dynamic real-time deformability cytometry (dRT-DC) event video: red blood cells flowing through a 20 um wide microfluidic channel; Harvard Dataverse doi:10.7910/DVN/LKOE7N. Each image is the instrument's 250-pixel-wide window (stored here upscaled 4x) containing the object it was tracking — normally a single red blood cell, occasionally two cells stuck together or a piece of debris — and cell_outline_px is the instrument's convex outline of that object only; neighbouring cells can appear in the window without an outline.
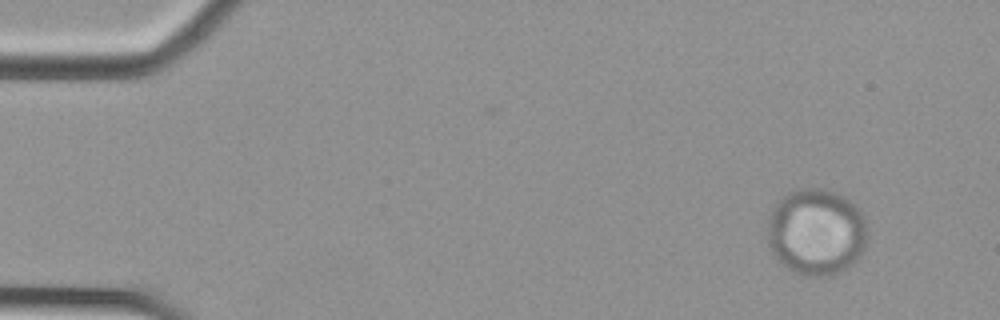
{"species": "Egyptian fruit bat (a non-hibernating species)", "species_latin": "Rousettus aegyptiacus", "temperature_condition": "cold", "stored_images_in_passage": 52, "camera_frame_rate_fps": 3000, "um_per_image_px": 0.085, "animal": {"sex": "female"}, "frame": {"image": 1, "passage_image": 1, "time_ms": 0.0, "image_size_px": [1000, 320], "cell_outline_px": [[868, 240], [860, 256], [852, 264], [828, 276], [804, 276], [792, 272], [780, 264], [772, 252], [768, 240], [768, 220], [772, 208], [788, 192], [800, 188], [820, 188], [832, 192], [848, 200], [860, 208], [864, 220], [868, 236]], "centroid_in_image_um": [69.38, 19.73], "position_along_channel_um": 15.6, "area_um2": 50.52}}
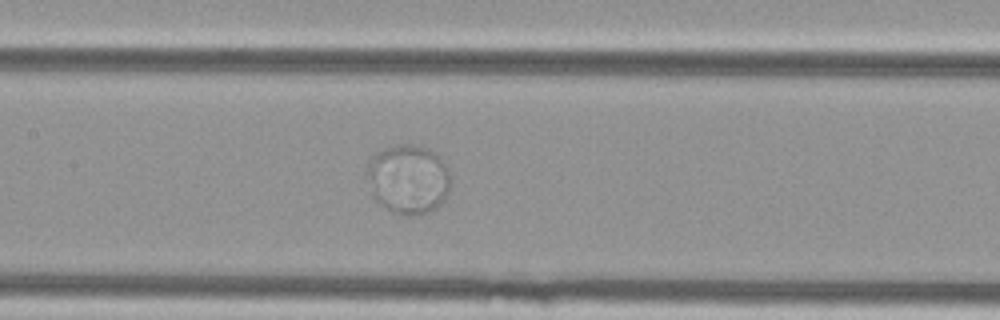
{"frame": {"image": 2, "passage_image": 23, "time_ms": 7.333, "image_size_px": [1000, 320], "cell_outline_px": [[448, 188], [444, 200], [432, 212], [408, 216], [396, 212], [380, 204], [372, 196], [364, 176], [368, 160], [376, 152], [388, 144], [412, 144], [428, 148], [436, 152], [440, 156], [448, 172]], "centroid_in_image_um": [34.63, 15.19], "position_along_channel_um": 172.8, "area_um2": 34.33}}
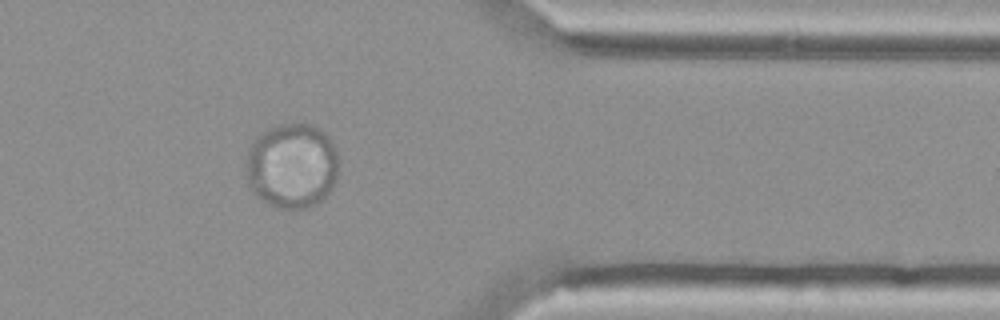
{"frame": {"image": 3, "passage_image": 42, "time_ms": 13.667, "image_size_px": [1000, 320], "cell_outline_px": [[336, 180], [332, 188], [316, 204], [308, 208], [276, 208], [256, 196], [248, 184], [248, 148], [256, 136], [260, 132], [276, 124], [312, 124], [324, 132], [328, 136], [336, 152]], "centroid_in_image_um": [24.8, 14.08], "position_along_channel_um": 386.6, "area_um2": 45.72}}